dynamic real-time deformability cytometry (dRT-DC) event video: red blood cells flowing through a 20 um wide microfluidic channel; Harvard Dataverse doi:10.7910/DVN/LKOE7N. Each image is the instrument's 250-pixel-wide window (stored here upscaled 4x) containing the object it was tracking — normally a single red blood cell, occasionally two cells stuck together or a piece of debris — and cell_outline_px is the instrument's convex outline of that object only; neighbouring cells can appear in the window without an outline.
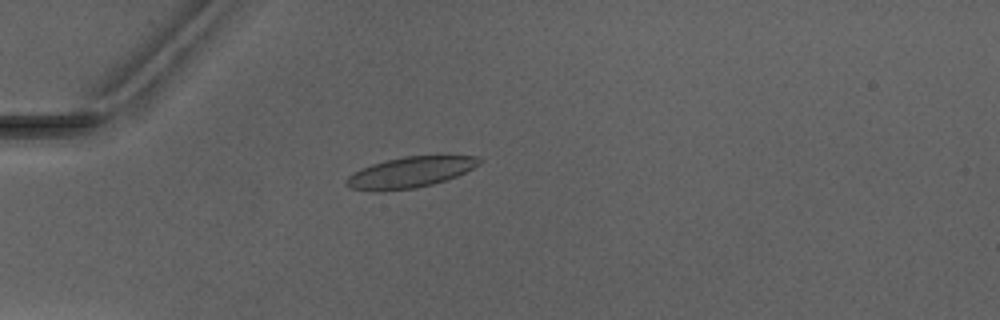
{"species": "Egyptian fruit bat (a non-hibernating species)", "species_latin": "Rousettus aegyptiacus", "temperature_condition": "warm", "stored_images_in_passage": 6, "camera_frame_rate_fps": 3000, "um_per_image_px": 0.085, "animal": {"sex": "male"}, "frame": {"image": 1, "passage_image": 5, "time_ms": 5.0, "image_size_px": [1000, 320], "cell_outline_px": [[484, 160], [480, 164], [456, 176], [432, 184], [416, 188], [380, 192], [372, 192], [352, 188], [344, 184], [344, 180], [348, 176], [360, 168], [372, 164], [404, 156], [480, 156]], "centroid_in_image_um": [34.82, 14.66], "position_along_channel_um": 50.2, "area_um2": 23.93}}